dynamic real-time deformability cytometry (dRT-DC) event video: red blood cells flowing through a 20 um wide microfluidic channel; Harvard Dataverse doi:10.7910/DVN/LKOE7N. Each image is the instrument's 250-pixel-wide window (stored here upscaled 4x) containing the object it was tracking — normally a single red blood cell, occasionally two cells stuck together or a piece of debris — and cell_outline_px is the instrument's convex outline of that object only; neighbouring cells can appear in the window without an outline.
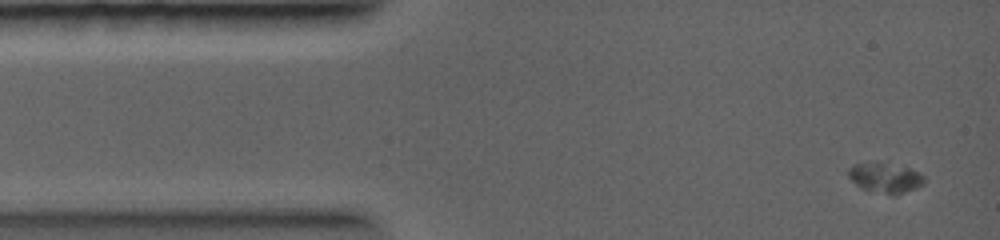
{"species": "common noctule bat (a hibernating species)", "species_latin": "Nyctalus noctula", "temperature_condition": "warm", "stored_images_in_passage": 22, "camera_frame_rate_fps": 5000, "um_per_image_px": 0.085, "animal": {"sex": "female", "body_mass_g": 19.0, "forearm_length_mm": 56.7}, "frame": {"image": 1, "passage_image": 1, "time_ms": 0.0, "image_size_px": [1000, 240], "cell_outline_px": [[924, 184], [916, 188], [896, 196], [892, 196], [860, 188], [848, 176], [848, 168], [856, 164], [876, 160], [908, 168], [920, 172], [924, 176]], "centroid_in_image_um": [75.25, 15.11], "position_along_channel_um": 9.8, "area_um2": 13.64}}
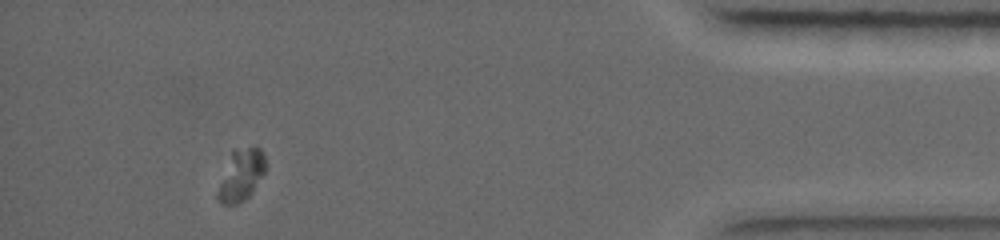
{"frame": {"image": 2, "passage_image": 19, "time_ms": 10.6, "image_size_px": [1000, 240], "cell_outline_px": [[264, 172], [252, 192], [244, 200], [236, 204], [220, 204], [216, 200], [216, 196], [232, 148], [256, 144], [264, 152]], "centroid_in_image_um": [20.49, 14.82], "position_along_channel_um": 414.7, "area_um2": 14.45}}